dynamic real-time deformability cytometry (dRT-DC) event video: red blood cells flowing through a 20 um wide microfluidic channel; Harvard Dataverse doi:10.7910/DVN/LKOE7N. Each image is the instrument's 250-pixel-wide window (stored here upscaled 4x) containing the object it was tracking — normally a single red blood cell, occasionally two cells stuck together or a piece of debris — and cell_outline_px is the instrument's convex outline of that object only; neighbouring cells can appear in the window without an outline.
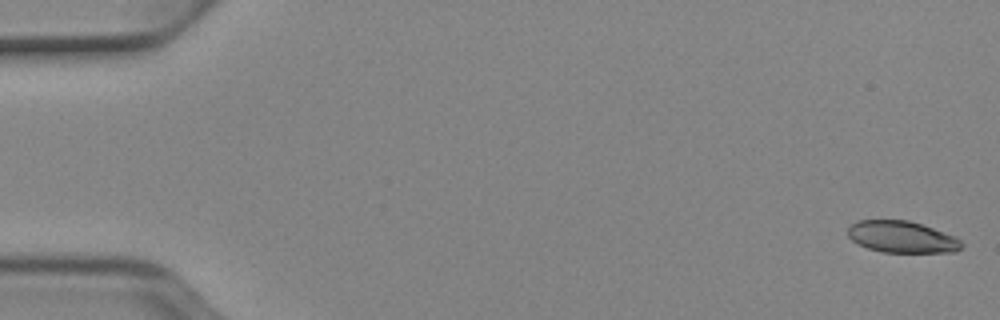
{"species": "Egyptian fruit bat (a non-hibernating species)", "species_latin": "Rousettus aegyptiacus", "temperature_condition": "cold", "stored_images_in_passage": 52, "camera_frame_rate_fps": 3000, "um_per_image_px": 0.085, "animal": {"sex": "female"}, "frame": {"image": 1, "passage_image": 1, "time_ms": 0.0, "image_size_px": [1000, 320], "cell_outline_px": [[964, 244], [956, 252], [884, 252], [868, 248], [852, 240], [848, 236], [848, 228], [852, 224], [860, 220], [908, 220], [932, 228], [952, 236], [960, 240]], "centroid_in_image_um": [76.65, 20.14], "position_along_channel_um": 8.4, "area_um2": 20.63}}
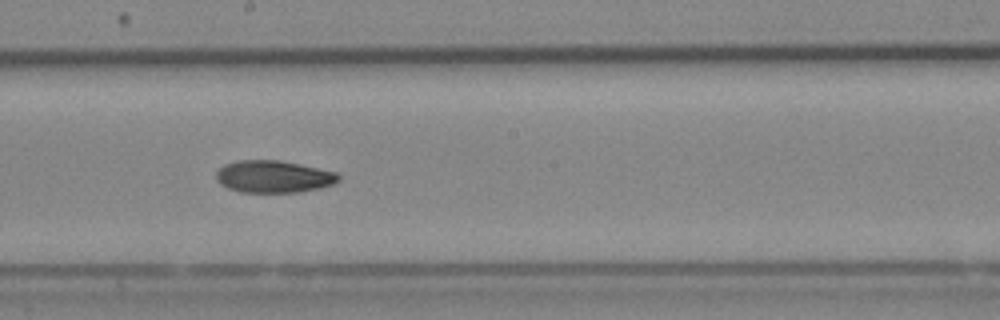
{"frame": {"image": 2, "passage_image": 29, "time_ms": 9.333, "image_size_px": [1000, 320], "cell_outline_px": [[340, 180], [332, 184], [320, 188], [300, 192], [240, 192], [228, 188], [220, 184], [216, 180], [216, 172], [224, 164], [236, 160], [280, 160], [300, 164], [336, 172], [340, 176]], "centroid_in_image_um": [23.23, 15.01], "position_along_channel_um": 225.0, "area_um2": 23.06}}
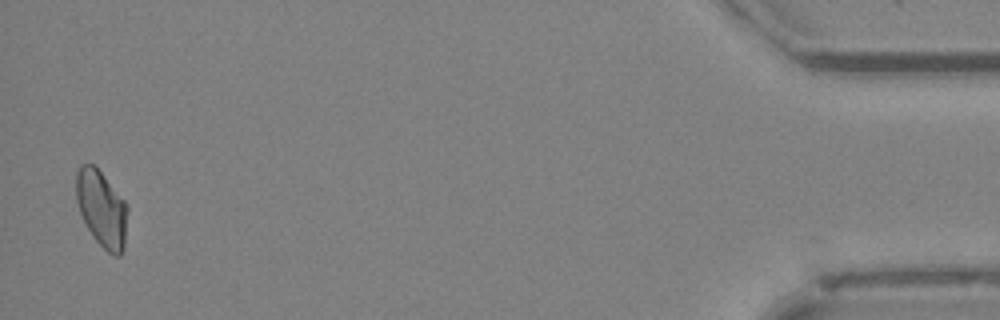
{"frame": {"image": 3, "passage_image": 51, "time_ms": 16.667, "image_size_px": [1000, 320], "cell_outline_px": [[128, 208], [124, 248], [120, 256], [116, 256], [108, 252], [92, 236], [80, 212], [76, 200], [76, 172], [80, 164], [92, 164], [100, 172], [128, 204]], "centroid_in_image_um": [8.65, 17.74], "position_along_channel_um": 426.6, "area_um2": 22.72}, "authors_computed_cell_mechanics": {"area_um2": 22.8888, "velocity_mm_per_s": 3.9212, "shape_relaxation_time_tau1_ms": 4.2077, "shape_relaxation_time_tau2_ms": 9.8862, "deformation_change_tau1": 0.1194, "deformation_change_tau2": 0.1642}}